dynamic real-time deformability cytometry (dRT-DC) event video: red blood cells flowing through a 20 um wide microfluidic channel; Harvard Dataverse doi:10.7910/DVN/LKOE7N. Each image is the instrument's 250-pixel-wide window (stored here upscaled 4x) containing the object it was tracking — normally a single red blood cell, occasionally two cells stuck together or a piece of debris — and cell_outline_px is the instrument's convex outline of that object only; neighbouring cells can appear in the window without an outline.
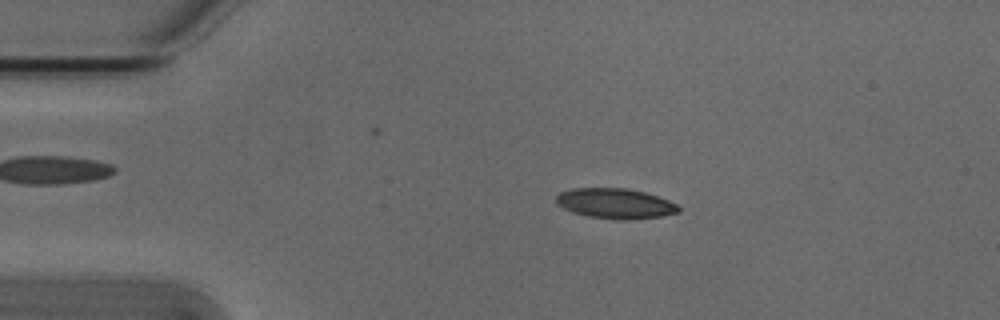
{"species": "Egyptian fruit bat (a non-hibernating species)", "species_latin": "Rousettus aegyptiacus", "temperature_condition": "cold", "stored_images_in_passage": 54, "camera_frame_rate_fps": 3000, "um_per_image_px": 0.085, "animal": {"sex": "male"}, "frame": {"image": 1, "passage_image": 11, "time_ms": 3.333, "image_size_px": [1000, 320], "cell_outline_px": [[680, 212], [664, 216], [588, 216], [572, 212], [556, 204], [556, 196], [560, 192], [572, 188], [628, 188], [644, 192], [668, 200], [676, 204], [680, 208]], "centroid_in_image_um": [52.25, 17.23], "position_along_channel_um": 32.8, "area_um2": 20.4}}
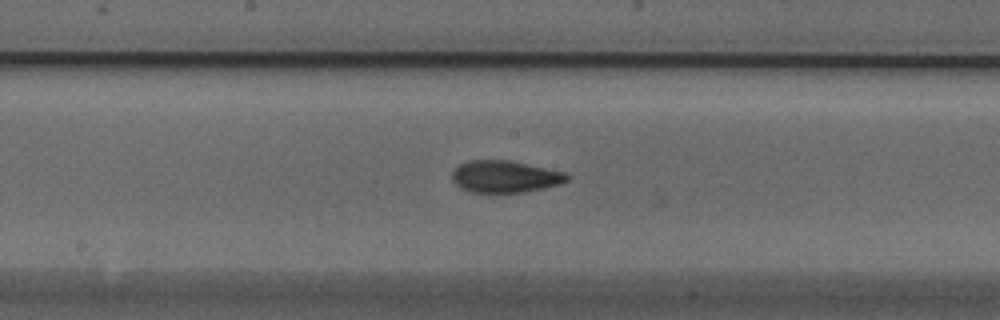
{"frame": {"image": 2, "passage_image": 28, "time_ms": 9.0, "image_size_px": [1000, 320], "cell_outline_px": [[572, 176], [568, 180], [560, 184], [544, 188], [520, 192], [468, 192], [460, 188], [452, 180], [452, 172], [460, 164], [468, 160], [508, 160], [564, 172]], "centroid_in_image_um": [42.91, 15.01], "position_along_channel_um": 205.3, "area_um2": 21.33}}
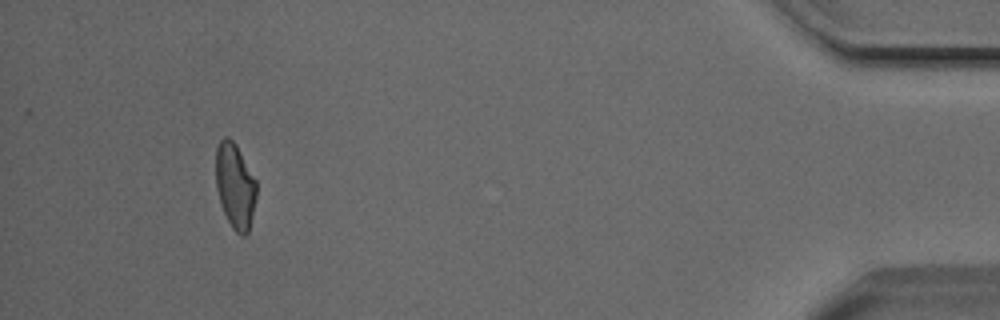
{"frame": {"image": 3, "passage_image": 50, "time_ms": 16.333, "image_size_px": [1000, 320], "cell_outline_px": [[256, 196], [252, 216], [248, 232], [244, 236], [240, 236], [232, 228], [224, 212], [216, 188], [216, 148], [220, 140], [224, 136], [228, 136], [236, 144], [256, 180]], "centroid_in_image_um": [19.98, 15.78], "position_along_channel_um": 415.2, "area_um2": 20.11}, "authors_computed_cell_mechanics": {"area_um2": 20.8658, "velocity_mm_per_s": 3.8301, "shape_relaxation_time_tau1_ms": 7.2554, "shape_relaxation_time_tau2_ms": 1.516, "deformation_change_tau1": 0.1845, "deformation_change_tau2": 0.073}}